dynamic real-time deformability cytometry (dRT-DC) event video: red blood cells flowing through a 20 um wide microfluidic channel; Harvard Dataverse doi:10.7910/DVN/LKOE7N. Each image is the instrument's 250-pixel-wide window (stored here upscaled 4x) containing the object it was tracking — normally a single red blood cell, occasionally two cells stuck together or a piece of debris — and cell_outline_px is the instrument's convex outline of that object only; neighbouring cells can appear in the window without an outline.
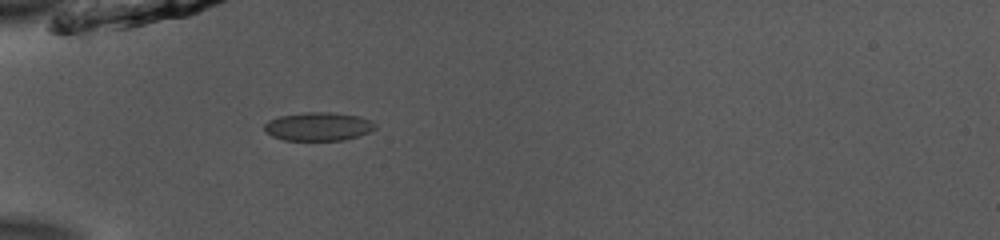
{"species": "common noctule bat (a hibernating species)", "species_latin": "Nyctalus noctula", "temperature_condition": "room temperature", "stored_images_in_passage": 36, "camera_frame_rate_fps": 3000, "um_per_image_px": 0.085, "animal": {"sex": "male", "body_mass_g": 13.0, "forearm_length_mm": 53.1}, "frame": {"image": 1, "passage_image": 1, "time_ms": 0.0, "image_size_px": [1000, 240], "cell_outline_px": [[376, 128], [368, 132], [344, 140], [284, 140], [272, 136], [264, 132], [264, 124], [268, 120], [280, 116], [304, 112], [332, 112], [360, 116], [372, 120], [376, 124]], "centroid_in_image_um": [27.05, 10.74], "position_along_channel_um": 58.0, "area_um2": 18.5}}
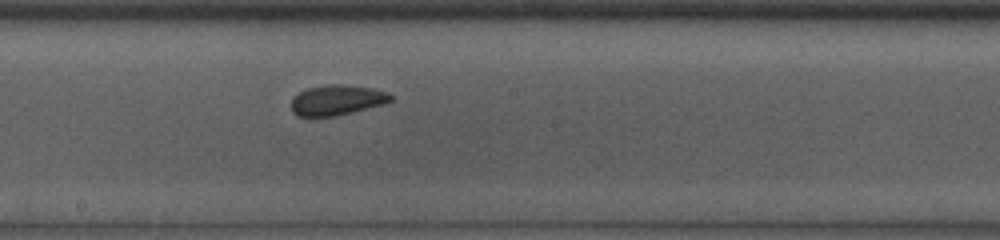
{"frame": {"image": 2, "passage_image": 14, "time_ms": 4.333, "image_size_px": [1000, 240], "cell_outline_px": [[392, 100], [384, 104], [336, 116], [296, 116], [292, 112], [292, 100], [300, 92], [308, 88], [328, 84], [340, 84], [372, 88], [388, 92], [392, 96]], "centroid_in_image_um": [28.65, 8.51], "position_along_channel_um": 219.5, "area_um2": 17.4}}
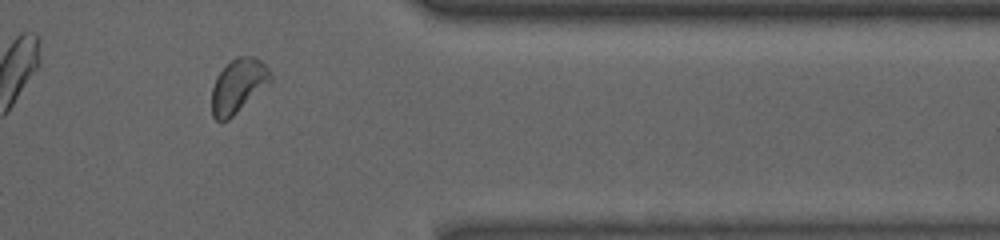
{"frame": {"image": 3, "passage_image": 28, "time_ms": 9.0, "image_size_px": [1000, 240], "cell_outline_px": [[272, 80], [228, 120], [216, 120], [212, 116], [212, 88], [216, 76], [236, 56], [252, 56], [260, 60], [268, 68], [272, 76]], "centroid_in_image_um": [20.23, 7.28], "position_along_channel_um": 391.2, "area_um2": 18.09}, "authors_computed_cell_mechanics": {"area_um2": 18.0625, "velocity_mm_per_s": 3.8744, "shape_relaxation_time_tau1_ms": 2.5052, "shape_relaxation_time_tau2_ms": 0.9274, "deformation_change_tau1": 0.0604, "deformation_change_tau2": 0.0389}}